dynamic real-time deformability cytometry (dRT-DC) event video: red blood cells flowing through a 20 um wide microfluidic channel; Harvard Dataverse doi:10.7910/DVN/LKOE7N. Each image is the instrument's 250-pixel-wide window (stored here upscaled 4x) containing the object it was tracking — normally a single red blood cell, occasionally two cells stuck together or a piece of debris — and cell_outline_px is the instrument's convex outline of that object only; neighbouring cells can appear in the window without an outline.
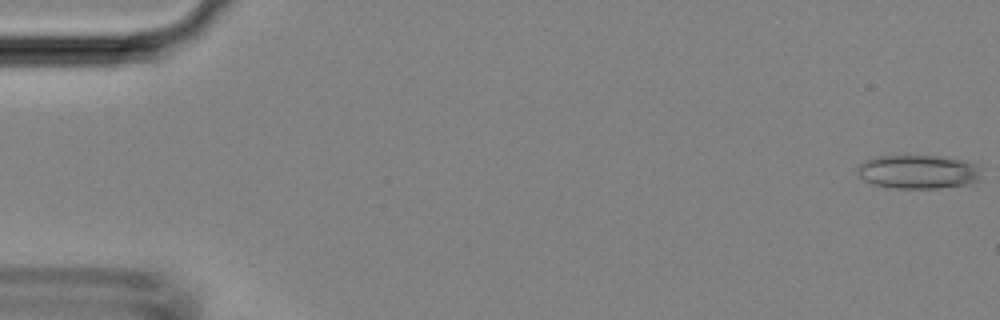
{"species": "Egyptian fruit bat (a non-hibernating species)", "species_latin": "Rousettus aegyptiacus", "temperature_condition": "room temperature", "stored_images_in_passage": 47, "camera_frame_rate_fps": 3000, "um_per_image_px": 0.085, "animal": {"sex": "female"}, "frame": {"image": 1, "passage_image": 1, "time_ms": 0.0, "image_size_px": [1000, 320], "cell_outline_px": [[980, 180], [964, 184], [936, 188], [896, 188], [872, 184], [864, 180], [856, 172], [856, 168], [864, 160], [880, 156], [908, 152], [940, 156], [960, 160], [976, 164]], "centroid_in_image_um": [77.95, 14.55], "position_along_channel_um": 7.1, "area_um2": 24.91}}
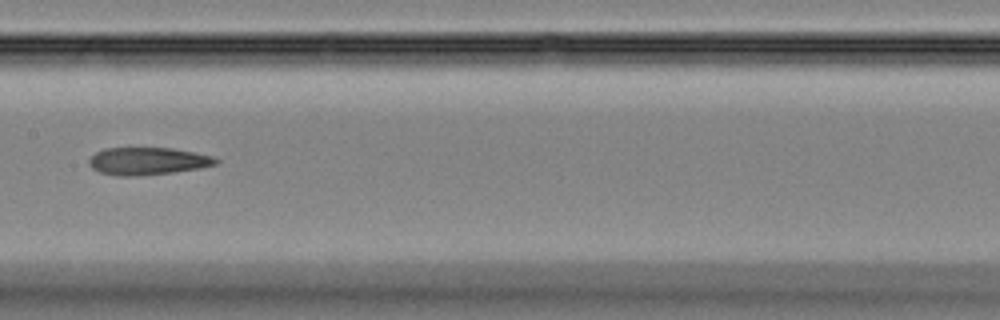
{"frame": {"image": 2, "passage_image": 24, "time_ms": 7.667, "image_size_px": [1000, 320], "cell_outline_px": [[220, 160], [216, 164], [200, 168], [172, 172], [136, 176], [116, 176], [100, 172], [92, 168], [88, 164], [88, 160], [96, 152], [104, 148], [172, 148], [196, 152], [212, 156]], "centroid_in_image_um": [12.54, 13.69], "position_along_channel_um": 194.9, "area_um2": 20.35}}
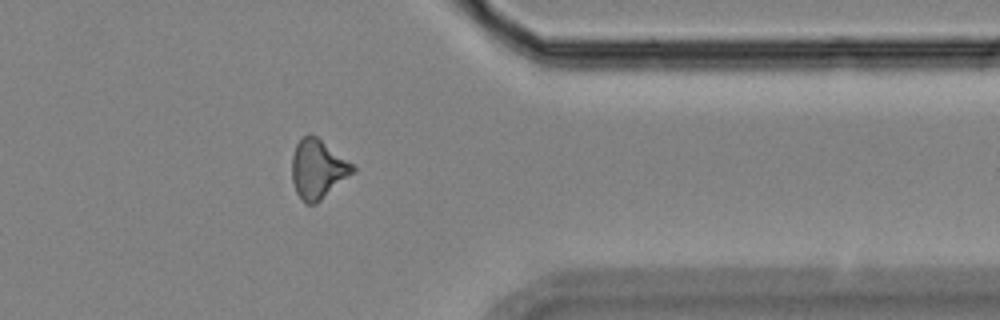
{"frame": {"image": 3, "passage_image": 38, "time_ms": 12.333, "image_size_px": [1000, 320], "cell_outline_px": [[356, 172], [316, 204], [308, 204], [296, 192], [292, 180], [292, 156], [296, 144], [300, 136], [308, 132], [316, 136], [352, 164], [356, 168]], "centroid_in_image_um": [27.01, 14.35], "position_along_channel_um": 384.4, "area_um2": 20.98}}